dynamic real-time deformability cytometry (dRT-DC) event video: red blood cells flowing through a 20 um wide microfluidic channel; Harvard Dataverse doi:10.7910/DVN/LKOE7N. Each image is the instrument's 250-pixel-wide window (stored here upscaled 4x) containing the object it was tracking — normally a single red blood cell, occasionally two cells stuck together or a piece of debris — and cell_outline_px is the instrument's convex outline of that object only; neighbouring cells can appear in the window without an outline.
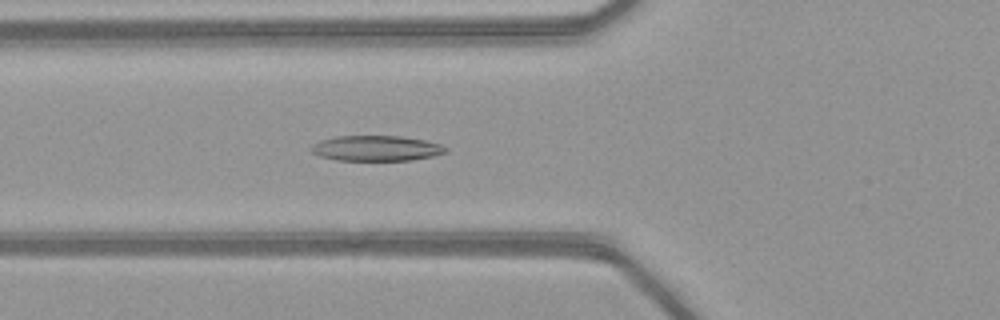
{"species": "common noctule bat (a hibernating species)", "species_latin": "Nyctalus noctula", "temperature_condition": "warm", "stored_images_in_passage": 50, "camera_frame_rate_fps": 3000, "um_per_image_px": 0.085, "animal": {"sex": "female", "body_mass_g": 21.9}, "frame": {"image": 1, "passage_image": 19, "time_ms": 6.0, "image_size_px": [1000, 320], "cell_outline_px": [[448, 152], [432, 156], [412, 160], [336, 160], [320, 156], [312, 152], [312, 144], [320, 140], [336, 136], [400, 136], [424, 140], [440, 144], [448, 148]], "centroid_in_image_um": [31.99, 12.6], "position_along_channel_um": 93.8, "area_um2": 19.83}}
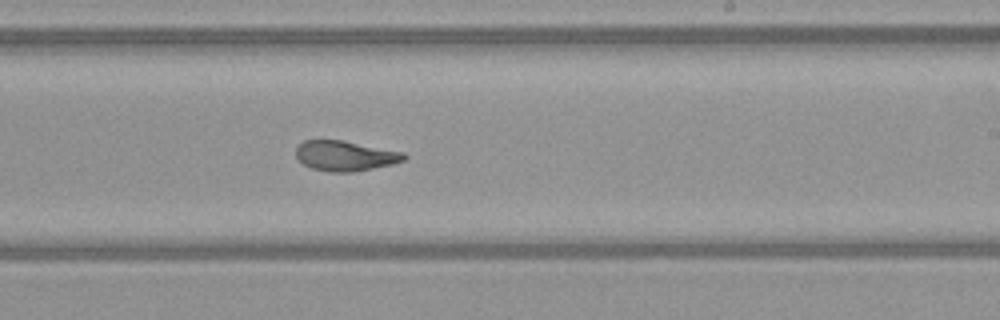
{"frame": {"image": 2, "passage_image": 31, "time_ms": 10.0, "image_size_px": [1000, 320], "cell_outline_px": [[408, 156], [404, 160], [392, 164], [352, 172], [328, 172], [312, 168], [304, 164], [296, 156], [296, 148], [304, 140], [344, 140], [404, 152]], "centroid_in_image_um": [29.36, 13.24], "position_along_channel_um": 259.6, "area_um2": 18.96}}
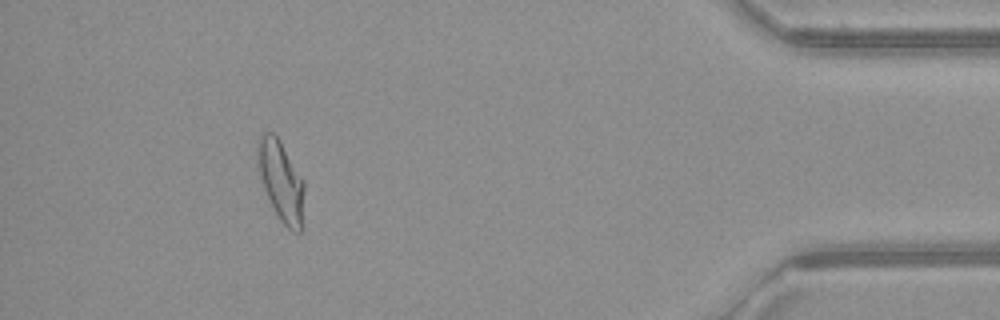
{"frame": {"image": 3, "passage_image": 46, "time_ms": 15.0, "image_size_px": [1000, 320], "cell_outline_px": [[304, 228], [300, 232], [292, 232], [280, 220], [264, 188], [256, 156], [256, 140], [260, 132], [272, 132], [280, 140], [304, 180]], "centroid_in_image_um": [23.91, 15.37], "position_along_channel_um": 411.3, "area_um2": 22.2}, "authors_computed_cell_mechanics": {"area_um2": 20.6346, "velocity_mm_per_s": 4.1308, "shape_relaxation_time_tau1_ms": 5.2892, "shape_relaxation_time_tau2_ms": 1.2777, "deformation_change_tau1": 0.2071, "deformation_change_tau2": 0.0942}}